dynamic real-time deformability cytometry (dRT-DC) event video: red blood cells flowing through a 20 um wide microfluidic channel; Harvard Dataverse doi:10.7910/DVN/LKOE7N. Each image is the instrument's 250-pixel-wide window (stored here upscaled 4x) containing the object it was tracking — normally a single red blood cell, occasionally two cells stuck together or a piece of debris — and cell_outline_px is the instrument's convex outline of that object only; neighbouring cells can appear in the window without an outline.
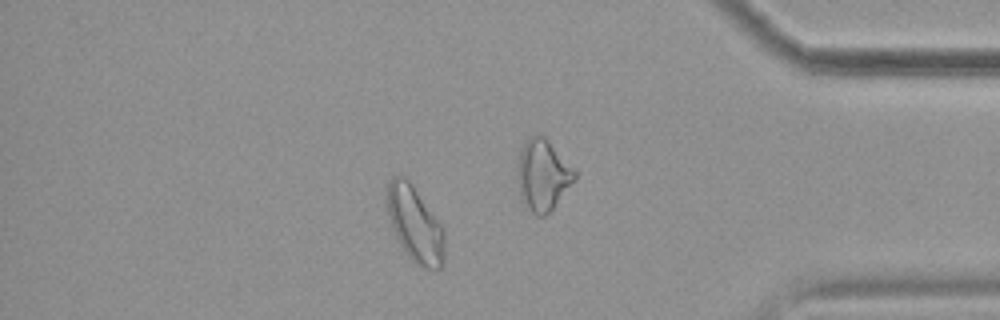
{"species": "common noctule bat (a hibernating species)", "species_latin": "Nyctalus noctula", "temperature_condition": "cold", "stored_images_in_passage": 57, "camera_frame_rate_fps": 3000, "um_per_image_px": 0.085, "animal": {"sex": "female", "body_mass_g": 19.9}, "frame": {"image": 1, "passage_image": 49, "time_ms": 16.0, "image_size_px": [1000, 320], "cell_outline_px": [[444, 264], [440, 268], [420, 268], [408, 256], [400, 244], [392, 228], [388, 216], [388, 180], [392, 176], [404, 176], [412, 184], [444, 228]], "centroid_in_image_um": [35.29, 19.08], "position_along_channel_um": 399.9, "area_um2": 25.2}, "authors_computed_cell_mechanics": {"area_um2": 20.8658, "velocity_mm_per_s": 3.5473, "shape_relaxation_time_tau1_ms": null, "shape_relaxation_time_tau2_ms": 5.1796, "deformation_change_tau1": null, "deformation_change_tau2": 0.0981}}